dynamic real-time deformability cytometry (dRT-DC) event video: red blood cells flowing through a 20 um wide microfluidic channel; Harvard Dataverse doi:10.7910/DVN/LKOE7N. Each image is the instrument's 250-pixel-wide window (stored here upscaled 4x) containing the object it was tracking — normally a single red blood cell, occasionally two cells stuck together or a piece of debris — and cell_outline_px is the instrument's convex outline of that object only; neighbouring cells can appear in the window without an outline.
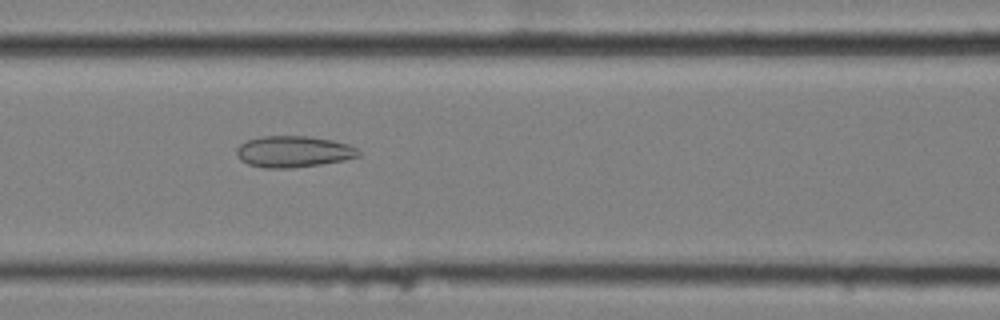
{"species": "common noctule bat (a hibernating species)", "species_latin": "Nyctalus noctula", "temperature_condition": "cold", "stored_images_in_passage": 4, "camera_frame_rate_fps": 3000, "um_per_image_px": 0.085, "animal": {"sex": "female", "body_mass_g": 25.1}, "frame": {"image": 1, "passage_image": 3, "time_ms": 0.667, "image_size_px": [1000, 320], "cell_outline_px": [[360, 156], [344, 160], [320, 164], [292, 168], [264, 168], [248, 164], [240, 160], [236, 152], [236, 148], [240, 144], [248, 140], [264, 136], [308, 136], [332, 140], [348, 144], [356, 148], [360, 152]], "centroid_in_image_um": [24.94, 12.89], "position_along_channel_um": 141.7, "area_um2": 22.25}}
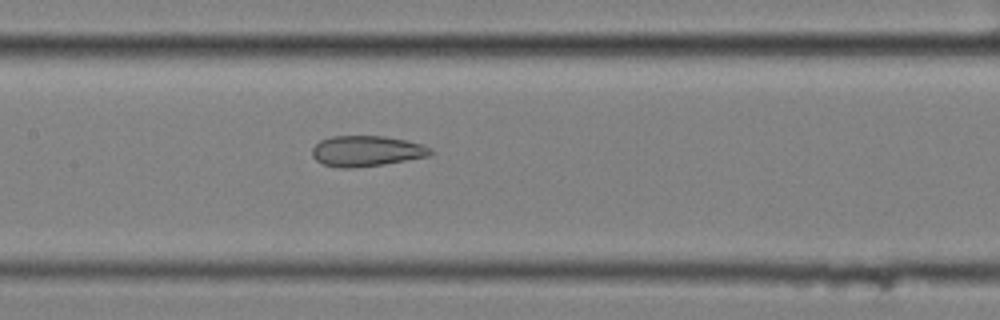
{"frame": {"image": 2, "passage_image": 4, "time_ms": 1.0, "image_size_px": [1000, 320], "cell_outline_px": [[436, 152], [428, 156], [384, 164], [352, 168], [340, 168], [324, 164], [316, 160], [312, 156], [312, 148], [320, 140], [332, 136], [384, 136], [404, 140], [420, 144], [432, 148]], "centroid_in_image_um": [31.15, 12.84], "position_along_channel_um": 176.2, "area_um2": 21.1}}